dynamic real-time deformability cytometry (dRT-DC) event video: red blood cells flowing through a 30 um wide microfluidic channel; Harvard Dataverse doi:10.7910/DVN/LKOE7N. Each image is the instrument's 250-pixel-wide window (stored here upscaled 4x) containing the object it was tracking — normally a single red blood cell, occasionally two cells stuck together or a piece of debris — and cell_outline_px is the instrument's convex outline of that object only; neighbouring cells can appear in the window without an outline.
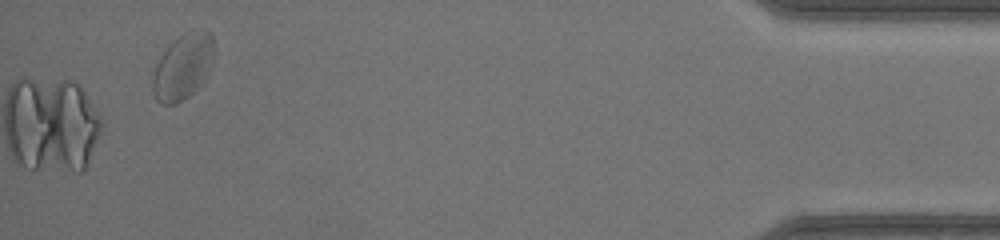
{"species": "common noctule bat (a hibernating species)", "species_latin": "Nyctalus noctula", "temperature_condition": "warm", "stored_images_in_passage": 48, "camera_frame_rate_fps": 3000, "um_per_image_px": 0.085, "animal": {"sex": "female", "body_mass_g": 17.0, "forearm_length_mm": 48.0}, "frame": {"image": 1, "passage_image": 48, "time_ms": 15.667, "image_size_px": [1000, 240], "cell_outline_px": [[212, 64], [204, 84], [188, 96], [176, 104], [160, 104], [156, 100], [152, 92], [152, 76], [156, 64], [164, 52], [184, 32], [208, 28], [212, 32]], "centroid_in_image_um": [15.56, 5.7], "position_along_channel_um": 419.6, "area_um2": 23.58}}